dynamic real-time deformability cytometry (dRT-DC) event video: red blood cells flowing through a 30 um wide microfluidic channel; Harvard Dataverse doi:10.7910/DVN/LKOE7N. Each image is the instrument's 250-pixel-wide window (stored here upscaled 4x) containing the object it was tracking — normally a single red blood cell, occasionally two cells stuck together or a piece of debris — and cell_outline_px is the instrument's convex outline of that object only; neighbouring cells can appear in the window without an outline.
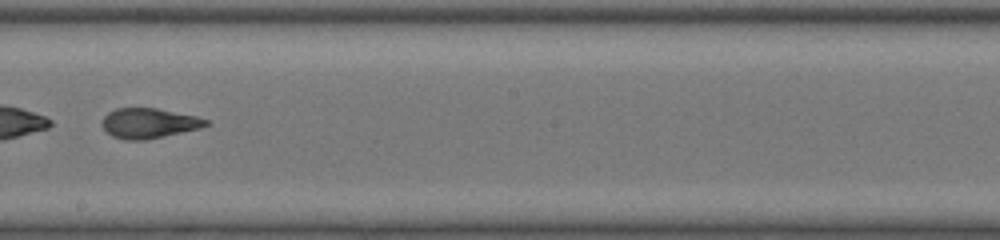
{"species": "common noctule bat (a hibernating species)", "species_latin": "Nyctalus noctula", "temperature_condition": "warm", "stored_images_in_passage": 52, "segment_of_instrument_passage": [2, 2], "camera_frame_rate_fps": 3000, "um_per_image_px": 0.085, "animal": {"sex": "female", "body_mass_g": 17.0, "forearm_length_mm": 48.0}, "frame": {"image": 1, "passage_image": 31, "time_ms": 10.0, "image_size_px": [1000, 240], "cell_outline_px": [[208, 124], [200, 128], [164, 136], [144, 140], [124, 140], [112, 136], [100, 124], [100, 120], [108, 112], [116, 108], [156, 108], [196, 116], [208, 120]], "centroid_in_image_um": [12.61, 10.47], "position_along_channel_um": 235.6, "area_um2": 18.15}}
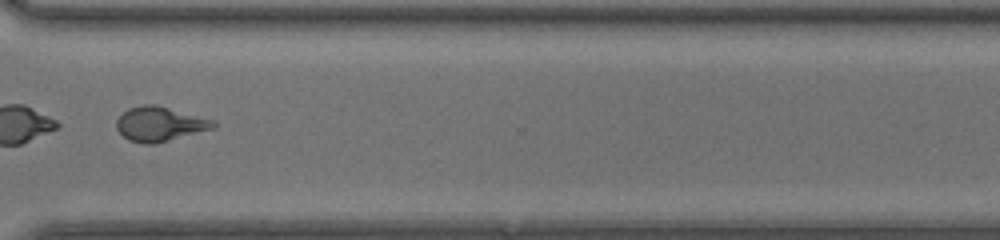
{"frame": {"image": 2, "passage_image": 40, "time_ms": 13.0, "image_size_px": [1000, 240], "cell_outline_px": [[216, 128], [152, 144], [144, 144], [128, 140], [116, 128], [116, 120], [128, 108], [144, 104], [156, 104], [212, 120], [216, 124]], "centroid_in_image_um": [13.55, 10.54], "position_along_channel_um": 357.0, "area_um2": 19.25}}